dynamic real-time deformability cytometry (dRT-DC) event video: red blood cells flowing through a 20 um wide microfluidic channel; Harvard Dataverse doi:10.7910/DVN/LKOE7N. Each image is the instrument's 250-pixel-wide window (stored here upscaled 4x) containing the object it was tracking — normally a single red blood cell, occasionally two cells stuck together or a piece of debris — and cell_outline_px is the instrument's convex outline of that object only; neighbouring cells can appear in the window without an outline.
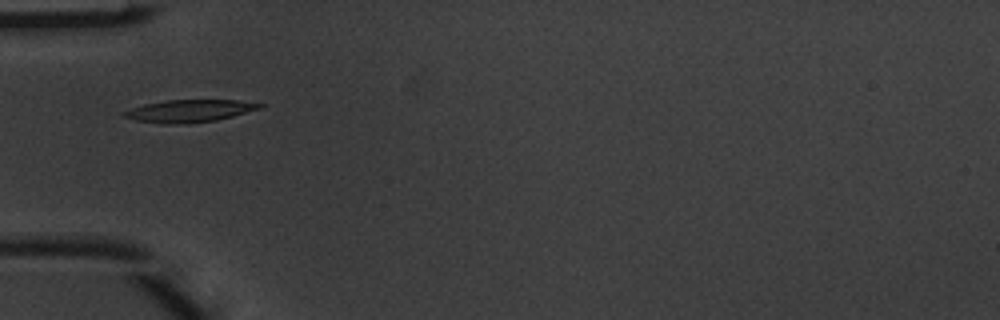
{"species": "common noctule bat (a hibernating species)", "species_latin": "Nyctalus noctula", "temperature_condition": "warm", "stored_images_in_passage": 3, "camera_frame_rate_fps": 3000, "um_per_image_px": 0.085, "animal": {"sex": "male", "body_mass_g": 20.1, "forearm_length_mm": 53.5}, "frame": {"image": 1, "passage_image": 3, "time_ms": 0.667, "image_size_px": [1000, 320], "cell_outline_px": [[264, 104], [260, 108], [232, 116], [216, 120], [188, 124], [164, 124], [136, 120], [120, 116], [120, 112], [144, 104], [168, 100], [236, 100]], "centroid_in_image_um": [16.02, 9.43], "position_along_channel_um": 69.0, "area_um2": 17.69}}